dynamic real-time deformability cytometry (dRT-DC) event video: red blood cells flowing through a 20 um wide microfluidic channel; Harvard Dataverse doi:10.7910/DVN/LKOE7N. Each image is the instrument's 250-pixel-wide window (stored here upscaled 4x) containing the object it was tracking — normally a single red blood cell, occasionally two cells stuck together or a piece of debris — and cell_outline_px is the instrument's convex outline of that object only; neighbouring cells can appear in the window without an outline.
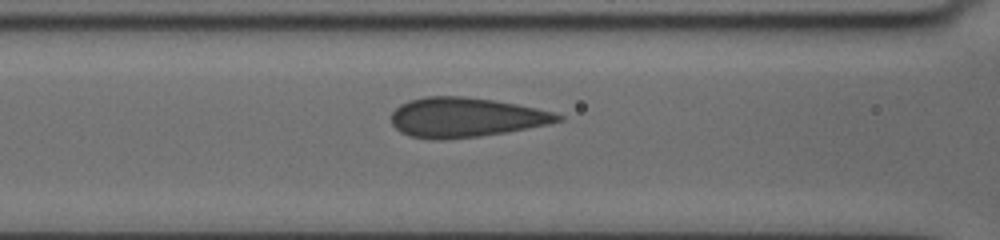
{"species": "human", "species_latin": "Homo sapiens", "temperature_condition": "cold", "stored_images_in_passage": 59, "camera_frame_rate_fps": 3000, "um_per_image_px": 0.085, "donor": {"sex": "female"}, "frame": {"image": 1, "passage_image": 23, "time_ms": 5.0, "image_size_px": [1000, 240], "cell_outline_px": [[564, 120], [548, 124], [504, 132], [480, 136], [444, 140], [432, 140], [408, 136], [400, 132], [392, 124], [392, 112], [400, 104], [408, 100], [424, 96], [464, 96], [492, 100], [516, 104], [536, 108], [552, 112], [564, 116]], "centroid_in_image_um": [39.53, 9.98], "position_along_channel_um": 127.1, "area_um2": 38.49}}
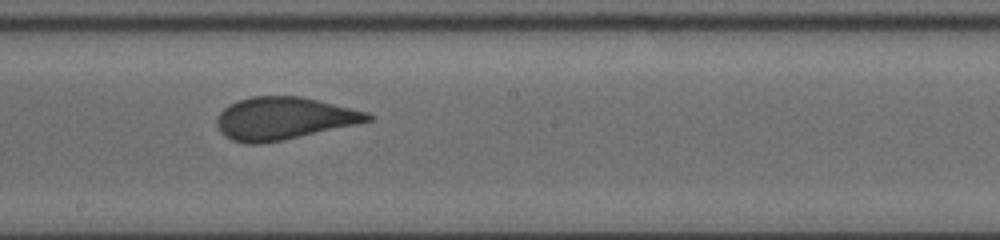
{"frame": {"image": 2, "passage_image": 34, "time_ms": 7.667, "image_size_px": [1000, 240], "cell_outline_px": [[376, 116], [372, 120], [356, 124], [280, 140], [260, 144], [248, 144], [232, 140], [224, 136], [220, 132], [216, 124], [216, 120], [220, 112], [228, 104], [252, 96], [300, 96], [368, 112]], "centroid_in_image_um": [24.09, 10.06], "position_along_channel_um": 224.1, "area_um2": 37.05}}
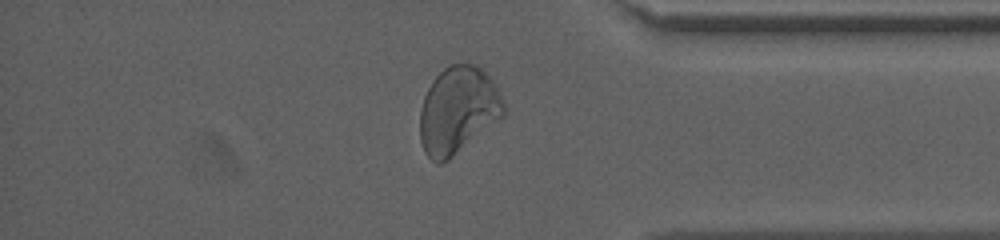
{"frame": {"image": 3, "passage_image": 56, "time_ms": 12.667, "image_size_px": [1000, 240], "cell_outline_px": [[504, 116], [448, 160], [440, 164], [436, 164], [424, 152], [420, 140], [420, 108], [424, 96], [432, 80], [444, 68], [452, 64], [476, 64], [492, 80], [504, 104]], "centroid_in_image_um": [38.89, 9.39], "position_along_channel_um": 396.3, "area_um2": 42.19}}